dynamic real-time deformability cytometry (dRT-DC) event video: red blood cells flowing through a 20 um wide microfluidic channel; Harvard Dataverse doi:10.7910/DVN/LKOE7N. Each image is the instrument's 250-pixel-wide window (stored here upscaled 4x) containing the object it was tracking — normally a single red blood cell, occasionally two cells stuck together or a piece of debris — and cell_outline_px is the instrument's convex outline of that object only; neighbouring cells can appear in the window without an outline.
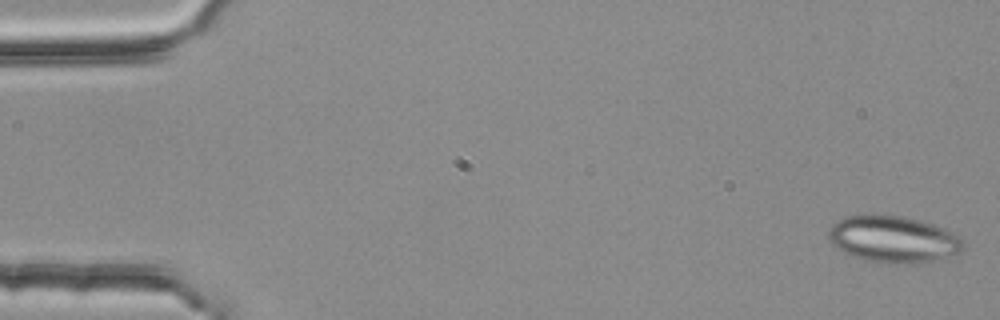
{"species": "common noctule bat (a hibernating species)", "species_latin": "Nyctalus noctula", "temperature_condition": "room temperature", "stored_images_in_passage": 4, "camera_frame_rate_fps": 3000, "um_per_image_px": 0.085, "animal": {"sex": "female", "body_mass_g": 25.1}, "frame": {"image": 1, "passage_image": 1, "time_ms": 0.0, "image_size_px": [1000, 320], "cell_outline_px": [[964, 248], [956, 252], [932, 260], [912, 264], [892, 264], [864, 260], [832, 244], [828, 236], [828, 228], [832, 224], [844, 216], [868, 212], [884, 212], [924, 220], [944, 228], [960, 236], [964, 240]], "centroid_in_image_um": [75.9, 20.26], "position_along_channel_um": 9.1, "area_um2": 37.34}}